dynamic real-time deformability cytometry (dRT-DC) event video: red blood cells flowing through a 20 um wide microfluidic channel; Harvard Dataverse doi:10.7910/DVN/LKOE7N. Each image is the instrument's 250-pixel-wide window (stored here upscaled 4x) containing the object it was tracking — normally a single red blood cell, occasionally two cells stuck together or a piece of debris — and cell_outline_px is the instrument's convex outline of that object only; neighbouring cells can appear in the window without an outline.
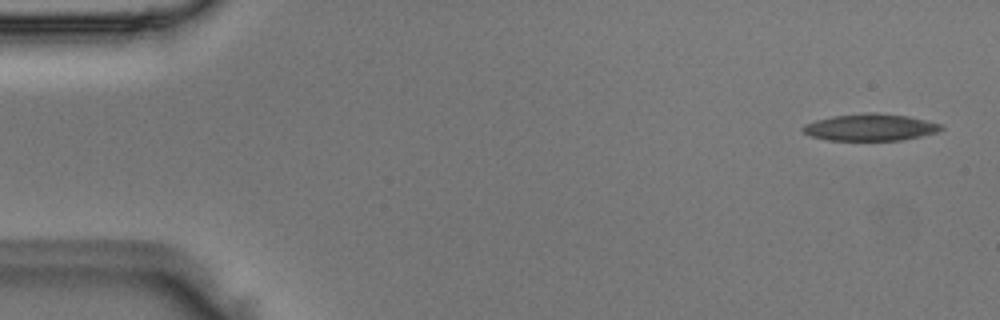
{"species": "Egyptian fruit bat (a non-hibernating species)", "species_latin": "Rousettus aegyptiacus", "temperature_condition": "room temperature", "stored_images_in_passage": 5, "camera_frame_rate_fps": 3000, "um_per_image_px": 0.085, "animal": {"sex": "male"}, "frame": {"image": 1, "passage_image": 1, "time_ms": 0.0, "image_size_px": [1000, 320], "cell_outline_px": [[944, 128], [936, 132], [920, 136], [900, 140], [828, 140], [812, 136], [804, 132], [800, 128], [804, 124], [816, 120], [832, 116], [868, 112], [876, 112], [908, 116], [944, 124]], "centroid_in_image_um": [73.98, 10.81], "position_along_channel_um": 11.0, "area_um2": 21.68}}
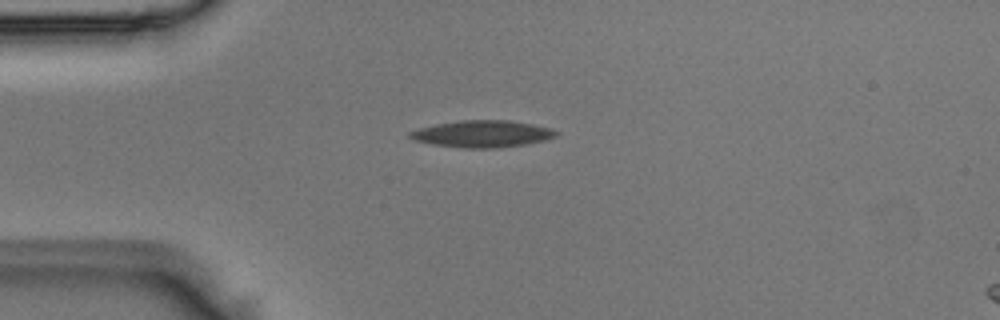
{"frame": {"image": 2, "passage_image": 4, "time_ms": 1.0, "image_size_px": [1000, 320], "cell_outline_px": [[560, 132], [556, 136], [544, 140], [524, 144], [500, 148], [464, 148], [432, 144], [412, 140], [408, 136], [408, 132], [420, 128], [436, 124], [460, 120], [508, 120], [532, 124], [552, 128]], "centroid_in_image_um": [40.99, 11.38], "position_along_channel_um": 44.0, "area_um2": 22.95}}